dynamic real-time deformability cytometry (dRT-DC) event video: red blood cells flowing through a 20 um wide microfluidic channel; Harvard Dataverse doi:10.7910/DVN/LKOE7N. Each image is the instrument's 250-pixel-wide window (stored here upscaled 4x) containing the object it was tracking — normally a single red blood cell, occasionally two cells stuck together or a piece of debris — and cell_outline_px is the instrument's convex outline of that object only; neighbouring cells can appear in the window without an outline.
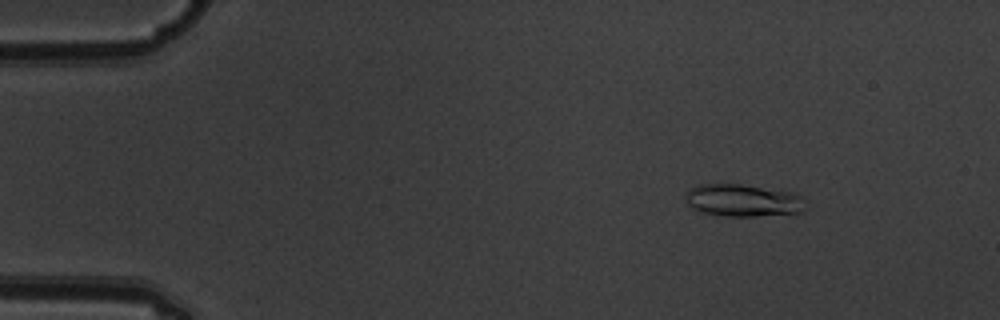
{"species": "common noctule bat (a hibernating species)", "species_latin": "Nyctalus noctula", "temperature_condition": "warm", "stored_images_in_passage": 9, "camera_frame_rate_fps": 3000, "um_per_image_px": 0.085, "animal": {"sex": "male", "body_mass_g": 19.5, "forearm_length_mm": 54.6}, "frame": {"image": 1, "passage_image": 2, "time_ms": 0.333, "image_size_px": [1000, 320], "cell_outline_px": [[804, 212], [756, 216], [724, 216], [704, 212], [688, 204], [684, 196], [684, 192], [688, 188], [700, 184], [740, 184], [792, 192], [804, 196]], "centroid_in_image_um": [63.16, 17.02], "position_along_channel_um": 21.8, "area_um2": 22.66}}
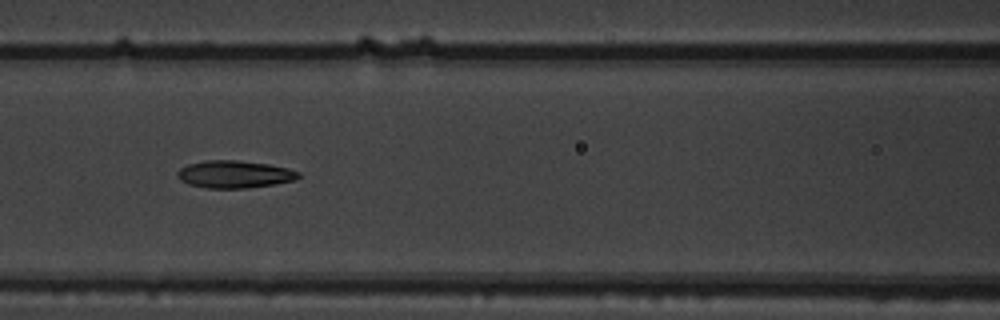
{"frame": {"image": 2, "passage_image": 7, "time_ms": 2.0, "image_size_px": [1000, 320], "cell_outline_px": [[300, 176], [296, 180], [248, 188], [204, 188], [188, 184], [180, 180], [176, 176], [176, 172], [180, 168], [188, 164], [204, 160], [236, 160], [268, 164], [288, 168], [300, 172]], "centroid_in_image_um": [19.9, 14.81], "position_along_channel_um": 146.7, "area_um2": 19.48}}
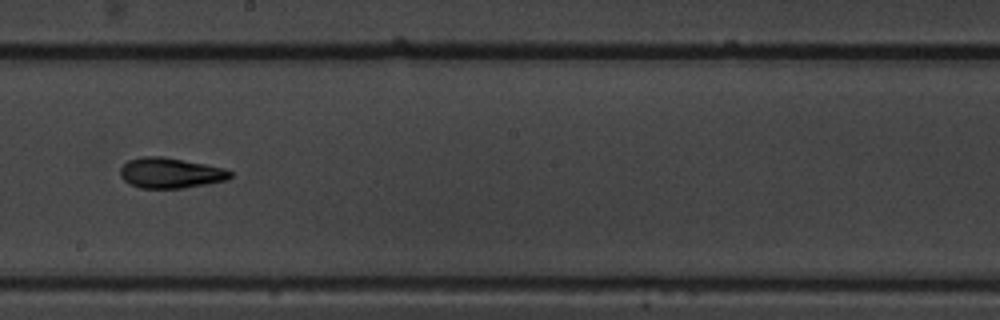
{"frame": {"image": 3, "passage_image": 9, "time_ms": 2.667, "image_size_px": [1000, 320], "cell_outline_px": [[232, 176], [228, 180], [208, 184], [184, 188], [140, 188], [128, 184], [120, 176], [120, 168], [128, 160], [140, 156], [164, 156], [224, 168], [232, 172]], "centroid_in_image_um": [14.48, 14.7], "position_along_channel_um": 233.7, "area_um2": 19.71}}